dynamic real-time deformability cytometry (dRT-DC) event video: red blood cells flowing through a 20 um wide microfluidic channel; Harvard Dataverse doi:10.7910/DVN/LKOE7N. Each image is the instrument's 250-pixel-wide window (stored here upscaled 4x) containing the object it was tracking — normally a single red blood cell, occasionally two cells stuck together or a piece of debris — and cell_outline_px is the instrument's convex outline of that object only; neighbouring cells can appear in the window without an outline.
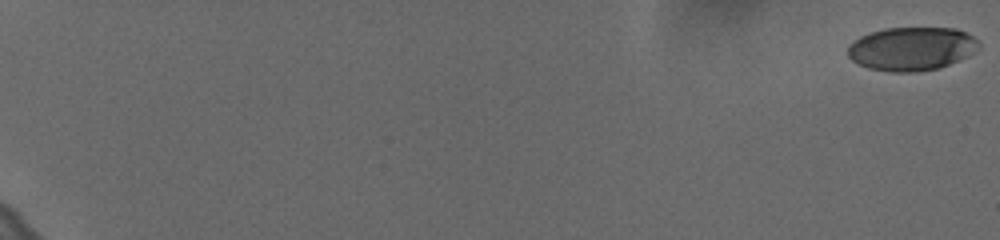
{"species": "human", "species_latin": "Homo sapiens", "temperature_condition": "cold", "stored_images_in_passage": 56, "camera_frame_rate_fps": 3000, "um_per_image_px": 0.085, "donor": {"sex": "female"}, "frame": {"image": 1, "passage_image": 1, "time_ms": 0.0, "image_size_px": [1000, 240], "cell_outline_px": [[980, 48], [968, 56], [940, 68], [916, 72], [892, 72], [868, 68], [852, 60], [848, 56], [848, 44], [860, 36], [884, 28], [956, 28], [980, 40]], "centroid_in_image_um": [77.51, 4.14], "position_along_channel_um": 7.5, "area_um2": 33.41}}
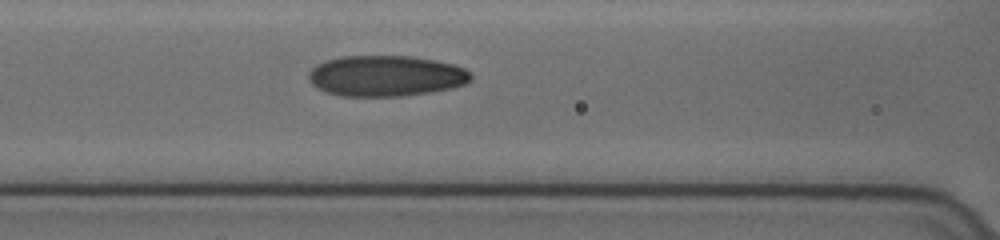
{"frame": {"image": 2, "passage_image": 31, "time_ms": 10.0, "image_size_px": [1000, 240], "cell_outline_px": [[472, 80], [464, 84], [452, 88], [428, 92], [400, 96], [340, 96], [328, 92], [312, 84], [308, 80], [308, 72], [316, 64], [324, 60], [340, 56], [412, 56], [436, 60], [452, 64], [464, 68], [472, 72]], "centroid_in_image_um": [32.8, 6.44], "position_along_channel_um": 133.8, "area_um2": 38.78}}
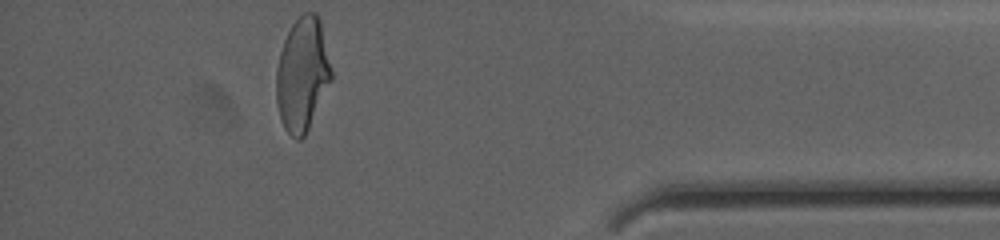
{"frame": {"image": 3, "passage_image": 56, "time_ms": 18.333, "image_size_px": [1000, 240], "cell_outline_px": [[332, 80], [304, 136], [300, 140], [296, 140], [284, 128], [280, 120], [276, 104], [276, 68], [280, 52], [284, 40], [292, 24], [304, 12], [316, 12], [320, 20], [332, 72]], "centroid_in_image_um": [25.68, 6.33], "position_along_channel_um": 409.5, "area_um2": 36.36}, "authors_computed_cell_mechanics": {"area_um2": 36.2406, "velocity_mm_per_s": 3.6487, "shape_relaxation_time_tau1_ms": 6.5124, "shape_relaxation_time_tau2_ms": 1.547, "deformation_change_tau1": 0.1835, "deformation_change_tau2": 0.0729}}